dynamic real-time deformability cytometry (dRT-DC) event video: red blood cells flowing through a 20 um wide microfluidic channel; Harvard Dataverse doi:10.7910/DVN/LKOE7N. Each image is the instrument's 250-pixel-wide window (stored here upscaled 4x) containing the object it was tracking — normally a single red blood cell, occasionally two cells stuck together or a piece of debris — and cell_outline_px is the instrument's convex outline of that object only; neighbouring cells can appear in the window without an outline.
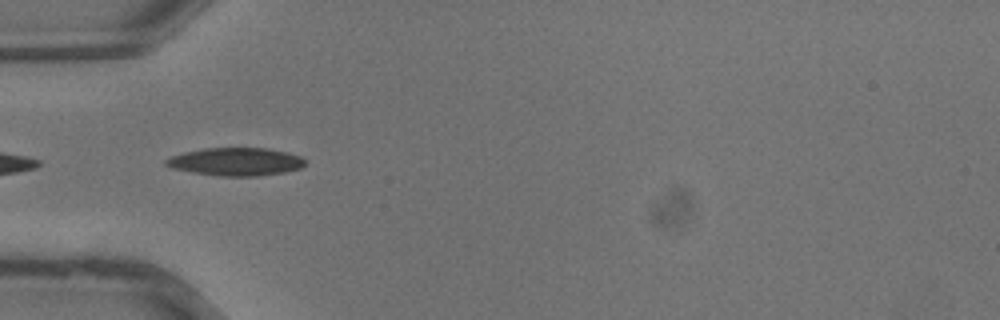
{"species": "common noctule bat (a hibernating species)", "species_latin": "Nyctalus noctula", "temperature_condition": "warm", "stored_images_in_passage": 12, "camera_frame_rate_fps": 3000, "um_per_image_px": 0.085, "animal": {"sex": "male", "body_mass_g": 13.3}, "frame": {"image": 1, "passage_image": 3, "time_ms": 0.667, "image_size_px": [1000, 320], "cell_outline_px": [[304, 164], [300, 168], [284, 172], [256, 176], [220, 176], [192, 172], [172, 168], [164, 164], [164, 160], [172, 156], [184, 152], [204, 148], [268, 148], [288, 152], [300, 156], [304, 160]], "centroid_in_image_um": [20.03, 13.74], "position_along_channel_um": 65.0, "area_um2": 22.6}}
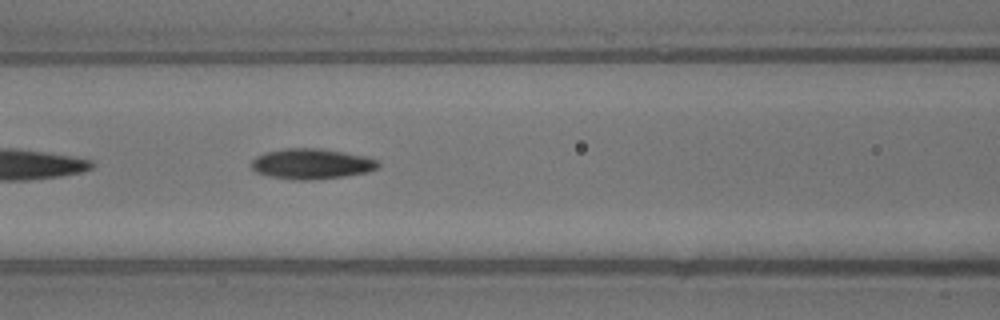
{"frame": {"image": 2, "passage_image": 7, "time_ms": 2.0, "image_size_px": [1000, 320], "cell_outline_px": [[380, 168], [368, 172], [344, 176], [308, 180], [300, 180], [268, 176], [256, 172], [252, 168], [252, 160], [256, 156], [268, 152], [284, 148], [320, 148], [344, 152], [364, 156], [376, 160], [380, 164]], "centroid_in_image_um": [26.5, 13.92], "position_along_channel_um": 140.1, "area_um2": 22.37}}
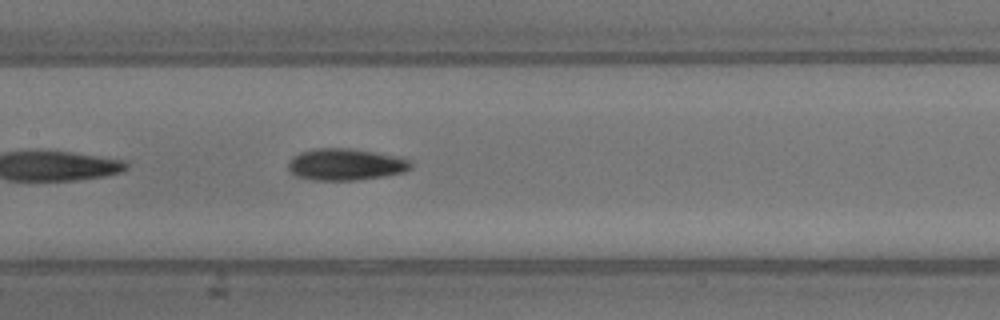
{"frame": {"image": 3, "passage_image": 9, "time_ms": 2.667, "image_size_px": [1000, 320], "cell_outline_px": [[412, 168], [404, 172], [384, 176], [356, 180], [312, 180], [296, 176], [288, 172], [288, 160], [292, 156], [300, 152], [316, 148], [352, 148], [400, 156], [412, 160]], "centroid_in_image_um": [29.38, 13.97], "position_along_channel_um": 178.0, "area_um2": 23.12}}